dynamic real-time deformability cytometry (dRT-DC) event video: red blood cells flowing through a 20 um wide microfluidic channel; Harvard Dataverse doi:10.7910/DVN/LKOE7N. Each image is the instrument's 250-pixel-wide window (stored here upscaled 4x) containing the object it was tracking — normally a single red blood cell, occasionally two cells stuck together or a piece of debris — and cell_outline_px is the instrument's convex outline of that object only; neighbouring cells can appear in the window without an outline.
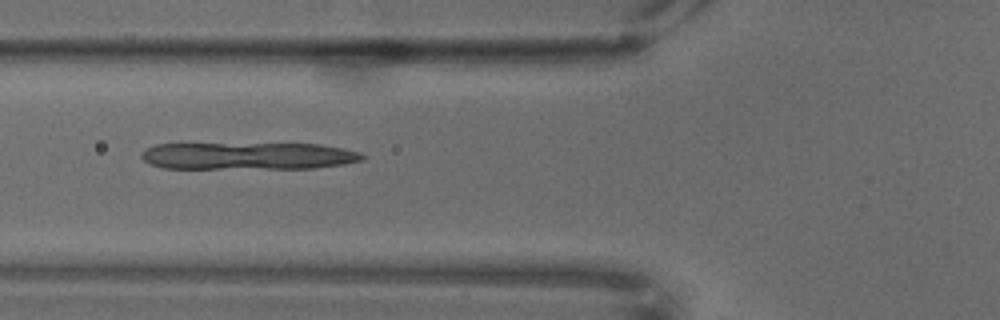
{"species": "common noctule bat (a hibernating species)", "species_latin": "Nyctalus noctula", "temperature_condition": "warm", "stored_images_in_passage": 48, "camera_frame_rate_fps": 3000, "um_per_image_px": 0.085, "animal": {"sex": "male", "body_mass_g": 18.8}, "frame": {"image": 1, "passage_image": 5, "time_ms": 1.333, "image_size_px": [1000, 320], "cell_outline_px": [[368, 156], [364, 160], [344, 164], [312, 168], [164, 168], [148, 164], [140, 156], [140, 152], [144, 148], [156, 144], [320, 144], [344, 148], [360, 152]], "centroid_in_image_um": [21.1, 13.25], "position_along_channel_um": 104.7, "area_um2": 35.26}}